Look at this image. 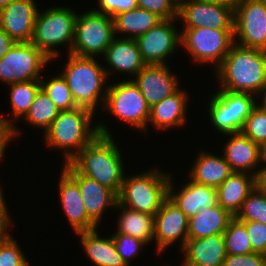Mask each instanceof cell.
Here are the masks:
<instances>
[{"label": "cell", "instance_id": "13", "mask_svg": "<svg viewBox=\"0 0 266 266\" xmlns=\"http://www.w3.org/2000/svg\"><path fill=\"white\" fill-rule=\"evenodd\" d=\"M184 28L234 29V9L213 0H183L178 3V17Z\"/></svg>", "mask_w": 266, "mask_h": 266}, {"label": "cell", "instance_id": "1", "mask_svg": "<svg viewBox=\"0 0 266 266\" xmlns=\"http://www.w3.org/2000/svg\"><path fill=\"white\" fill-rule=\"evenodd\" d=\"M99 134L69 163L81 174L120 194L124 181L123 158L109 129L97 124Z\"/></svg>", "mask_w": 266, "mask_h": 266}, {"label": "cell", "instance_id": "38", "mask_svg": "<svg viewBox=\"0 0 266 266\" xmlns=\"http://www.w3.org/2000/svg\"><path fill=\"white\" fill-rule=\"evenodd\" d=\"M112 238L117 252L123 259L126 266L130 265L129 259L137 256L139 249L141 250L143 248L142 246L146 245L144 241L122 233H114Z\"/></svg>", "mask_w": 266, "mask_h": 266}, {"label": "cell", "instance_id": "5", "mask_svg": "<svg viewBox=\"0 0 266 266\" xmlns=\"http://www.w3.org/2000/svg\"><path fill=\"white\" fill-rule=\"evenodd\" d=\"M170 177L157 169L125 176L118 202L129 209L155 216L168 197Z\"/></svg>", "mask_w": 266, "mask_h": 266}, {"label": "cell", "instance_id": "8", "mask_svg": "<svg viewBox=\"0 0 266 266\" xmlns=\"http://www.w3.org/2000/svg\"><path fill=\"white\" fill-rule=\"evenodd\" d=\"M235 44L234 29L184 28L181 45L199 63H214L217 69Z\"/></svg>", "mask_w": 266, "mask_h": 266}, {"label": "cell", "instance_id": "47", "mask_svg": "<svg viewBox=\"0 0 266 266\" xmlns=\"http://www.w3.org/2000/svg\"><path fill=\"white\" fill-rule=\"evenodd\" d=\"M218 3L226 4L233 9H235L240 3H242L244 0H213Z\"/></svg>", "mask_w": 266, "mask_h": 266}, {"label": "cell", "instance_id": "20", "mask_svg": "<svg viewBox=\"0 0 266 266\" xmlns=\"http://www.w3.org/2000/svg\"><path fill=\"white\" fill-rule=\"evenodd\" d=\"M59 181V197L64 214L75 233L97 229L88 216L78 184L62 169Z\"/></svg>", "mask_w": 266, "mask_h": 266}, {"label": "cell", "instance_id": "22", "mask_svg": "<svg viewBox=\"0 0 266 266\" xmlns=\"http://www.w3.org/2000/svg\"><path fill=\"white\" fill-rule=\"evenodd\" d=\"M172 179L168 183V197L190 218L202 208L218 205L216 188L199 184L190 179L179 192L174 191Z\"/></svg>", "mask_w": 266, "mask_h": 266}, {"label": "cell", "instance_id": "34", "mask_svg": "<svg viewBox=\"0 0 266 266\" xmlns=\"http://www.w3.org/2000/svg\"><path fill=\"white\" fill-rule=\"evenodd\" d=\"M41 89L55 103L61 111L77 108V104L72 97L67 81L61 75L51 78L48 82L40 79Z\"/></svg>", "mask_w": 266, "mask_h": 266}, {"label": "cell", "instance_id": "17", "mask_svg": "<svg viewBox=\"0 0 266 266\" xmlns=\"http://www.w3.org/2000/svg\"><path fill=\"white\" fill-rule=\"evenodd\" d=\"M165 65H146L133 78L149 107L158 104L179 89L176 75Z\"/></svg>", "mask_w": 266, "mask_h": 266}, {"label": "cell", "instance_id": "11", "mask_svg": "<svg viewBox=\"0 0 266 266\" xmlns=\"http://www.w3.org/2000/svg\"><path fill=\"white\" fill-rule=\"evenodd\" d=\"M51 60L31 42H16L0 59V80L14 84L40 80V73Z\"/></svg>", "mask_w": 266, "mask_h": 266}, {"label": "cell", "instance_id": "33", "mask_svg": "<svg viewBox=\"0 0 266 266\" xmlns=\"http://www.w3.org/2000/svg\"><path fill=\"white\" fill-rule=\"evenodd\" d=\"M223 235L227 254L246 255L254 253L245 224L236 217L230 221Z\"/></svg>", "mask_w": 266, "mask_h": 266}, {"label": "cell", "instance_id": "40", "mask_svg": "<svg viewBox=\"0 0 266 266\" xmlns=\"http://www.w3.org/2000/svg\"><path fill=\"white\" fill-rule=\"evenodd\" d=\"M245 224L254 253L266 255V224L257 221H242Z\"/></svg>", "mask_w": 266, "mask_h": 266}, {"label": "cell", "instance_id": "36", "mask_svg": "<svg viewBox=\"0 0 266 266\" xmlns=\"http://www.w3.org/2000/svg\"><path fill=\"white\" fill-rule=\"evenodd\" d=\"M241 132L262 147L266 143V109L257 103L246 118Z\"/></svg>", "mask_w": 266, "mask_h": 266}, {"label": "cell", "instance_id": "2", "mask_svg": "<svg viewBox=\"0 0 266 266\" xmlns=\"http://www.w3.org/2000/svg\"><path fill=\"white\" fill-rule=\"evenodd\" d=\"M215 71L219 90L259 96L266 87V51L234 44Z\"/></svg>", "mask_w": 266, "mask_h": 266}, {"label": "cell", "instance_id": "7", "mask_svg": "<svg viewBox=\"0 0 266 266\" xmlns=\"http://www.w3.org/2000/svg\"><path fill=\"white\" fill-rule=\"evenodd\" d=\"M115 35L113 17L94 10L77 14L71 54L81 57L102 56Z\"/></svg>", "mask_w": 266, "mask_h": 266}, {"label": "cell", "instance_id": "16", "mask_svg": "<svg viewBox=\"0 0 266 266\" xmlns=\"http://www.w3.org/2000/svg\"><path fill=\"white\" fill-rule=\"evenodd\" d=\"M63 170L78 184L85 210L98 225L109 207H116L118 195L96 180L81 175L70 163L63 164Z\"/></svg>", "mask_w": 266, "mask_h": 266}, {"label": "cell", "instance_id": "23", "mask_svg": "<svg viewBox=\"0 0 266 266\" xmlns=\"http://www.w3.org/2000/svg\"><path fill=\"white\" fill-rule=\"evenodd\" d=\"M103 58L112 70L131 73L136 76L146 66L136 39L114 38L106 49Z\"/></svg>", "mask_w": 266, "mask_h": 266}, {"label": "cell", "instance_id": "4", "mask_svg": "<svg viewBox=\"0 0 266 266\" xmlns=\"http://www.w3.org/2000/svg\"><path fill=\"white\" fill-rule=\"evenodd\" d=\"M93 117L94 112L84 107L60 111L51 126L43 132L45 144L64 150L65 163H69L99 134L98 125L91 126Z\"/></svg>", "mask_w": 266, "mask_h": 266}, {"label": "cell", "instance_id": "19", "mask_svg": "<svg viewBox=\"0 0 266 266\" xmlns=\"http://www.w3.org/2000/svg\"><path fill=\"white\" fill-rule=\"evenodd\" d=\"M182 266H222L227 256L223 233L204 238H188Z\"/></svg>", "mask_w": 266, "mask_h": 266}, {"label": "cell", "instance_id": "39", "mask_svg": "<svg viewBox=\"0 0 266 266\" xmlns=\"http://www.w3.org/2000/svg\"><path fill=\"white\" fill-rule=\"evenodd\" d=\"M137 5L155 13L161 19H178V3L176 0H137Z\"/></svg>", "mask_w": 266, "mask_h": 266}, {"label": "cell", "instance_id": "6", "mask_svg": "<svg viewBox=\"0 0 266 266\" xmlns=\"http://www.w3.org/2000/svg\"><path fill=\"white\" fill-rule=\"evenodd\" d=\"M76 17V12L67 7L55 6L38 12L30 42L51 61L60 54L56 47L64 43L69 44L68 53H71Z\"/></svg>", "mask_w": 266, "mask_h": 266}, {"label": "cell", "instance_id": "10", "mask_svg": "<svg viewBox=\"0 0 266 266\" xmlns=\"http://www.w3.org/2000/svg\"><path fill=\"white\" fill-rule=\"evenodd\" d=\"M103 107L137 130L148 133L150 107L133 80L108 85Z\"/></svg>", "mask_w": 266, "mask_h": 266}, {"label": "cell", "instance_id": "51", "mask_svg": "<svg viewBox=\"0 0 266 266\" xmlns=\"http://www.w3.org/2000/svg\"><path fill=\"white\" fill-rule=\"evenodd\" d=\"M17 0H0V9Z\"/></svg>", "mask_w": 266, "mask_h": 266}, {"label": "cell", "instance_id": "15", "mask_svg": "<svg viewBox=\"0 0 266 266\" xmlns=\"http://www.w3.org/2000/svg\"><path fill=\"white\" fill-rule=\"evenodd\" d=\"M154 239L159 253L176 241L181 242L180 249L187 242L188 217L169 197L162 202L154 216Z\"/></svg>", "mask_w": 266, "mask_h": 266}, {"label": "cell", "instance_id": "26", "mask_svg": "<svg viewBox=\"0 0 266 266\" xmlns=\"http://www.w3.org/2000/svg\"><path fill=\"white\" fill-rule=\"evenodd\" d=\"M189 179L199 184L217 188L232 173L229 163L221 157L202 151L194 162Z\"/></svg>", "mask_w": 266, "mask_h": 266}, {"label": "cell", "instance_id": "31", "mask_svg": "<svg viewBox=\"0 0 266 266\" xmlns=\"http://www.w3.org/2000/svg\"><path fill=\"white\" fill-rule=\"evenodd\" d=\"M60 111L55 103L40 89L24 118L32 126L44 129L45 132Z\"/></svg>", "mask_w": 266, "mask_h": 266}, {"label": "cell", "instance_id": "21", "mask_svg": "<svg viewBox=\"0 0 266 266\" xmlns=\"http://www.w3.org/2000/svg\"><path fill=\"white\" fill-rule=\"evenodd\" d=\"M230 136L224 146V159L233 172L249 173L256 177L254 171L261 163V147L242 132L227 134ZM253 170V172L251 171Z\"/></svg>", "mask_w": 266, "mask_h": 266}, {"label": "cell", "instance_id": "30", "mask_svg": "<svg viewBox=\"0 0 266 266\" xmlns=\"http://www.w3.org/2000/svg\"><path fill=\"white\" fill-rule=\"evenodd\" d=\"M116 209L122 210L119 218L118 231L144 241L146 244L154 239V216L138 212L122 206L119 202Z\"/></svg>", "mask_w": 266, "mask_h": 266}, {"label": "cell", "instance_id": "45", "mask_svg": "<svg viewBox=\"0 0 266 266\" xmlns=\"http://www.w3.org/2000/svg\"><path fill=\"white\" fill-rule=\"evenodd\" d=\"M16 43L1 27H0V59L8 52V50Z\"/></svg>", "mask_w": 266, "mask_h": 266}, {"label": "cell", "instance_id": "32", "mask_svg": "<svg viewBox=\"0 0 266 266\" xmlns=\"http://www.w3.org/2000/svg\"><path fill=\"white\" fill-rule=\"evenodd\" d=\"M40 89V80L10 84V105L12 115L16 120L17 118L22 119V116L24 117L26 115Z\"/></svg>", "mask_w": 266, "mask_h": 266}, {"label": "cell", "instance_id": "49", "mask_svg": "<svg viewBox=\"0 0 266 266\" xmlns=\"http://www.w3.org/2000/svg\"><path fill=\"white\" fill-rule=\"evenodd\" d=\"M8 227H0V242L6 237V235L9 233L7 230ZM8 231V232H7Z\"/></svg>", "mask_w": 266, "mask_h": 266}, {"label": "cell", "instance_id": "50", "mask_svg": "<svg viewBox=\"0 0 266 266\" xmlns=\"http://www.w3.org/2000/svg\"><path fill=\"white\" fill-rule=\"evenodd\" d=\"M264 94V95H263ZM259 96H261V98H262V100L263 101H261L262 102V104L260 103V105L264 108V109H266V87L264 88V90L261 92V95H259Z\"/></svg>", "mask_w": 266, "mask_h": 266}, {"label": "cell", "instance_id": "25", "mask_svg": "<svg viewBox=\"0 0 266 266\" xmlns=\"http://www.w3.org/2000/svg\"><path fill=\"white\" fill-rule=\"evenodd\" d=\"M188 99V94L178 89L166 99L150 107L148 123H152L155 129L160 130L183 126L186 122Z\"/></svg>", "mask_w": 266, "mask_h": 266}, {"label": "cell", "instance_id": "44", "mask_svg": "<svg viewBox=\"0 0 266 266\" xmlns=\"http://www.w3.org/2000/svg\"><path fill=\"white\" fill-rule=\"evenodd\" d=\"M1 189L2 188L0 186V227H9L13 220H11V216L8 214L9 211L4 201Z\"/></svg>", "mask_w": 266, "mask_h": 266}, {"label": "cell", "instance_id": "43", "mask_svg": "<svg viewBox=\"0 0 266 266\" xmlns=\"http://www.w3.org/2000/svg\"><path fill=\"white\" fill-rule=\"evenodd\" d=\"M20 131L17 126L14 125V122L11 119H6L0 115V161L2 160L5 148H7L10 140L12 141Z\"/></svg>", "mask_w": 266, "mask_h": 266}, {"label": "cell", "instance_id": "9", "mask_svg": "<svg viewBox=\"0 0 266 266\" xmlns=\"http://www.w3.org/2000/svg\"><path fill=\"white\" fill-rule=\"evenodd\" d=\"M251 93L219 90L210 98L209 117L213 127L226 135L241 132L246 118L257 104Z\"/></svg>", "mask_w": 266, "mask_h": 266}, {"label": "cell", "instance_id": "3", "mask_svg": "<svg viewBox=\"0 0 266 266\" xmlns=\"http://www.w3.org/2000/svg\"><path fill=\"white\" fill-rule=\"evenodd\" d=\"M110 68L98 64L94 57H81L68 53V62L61 75L67 81L78 107L95 110L105 102L107 87L104 84L112 73ZM105 89V90H103ZM103 90V91H102Z\"/></svg>", "mask_w": 266, "mask_h": 266}, {"label": "cell", "instance_id": "41", "mask_svg": "<svg viewBox=\"0 0 266 266\" xmlns=\"http://www.w3.org/2000/svg\"><path fill=\"white\" fill-rule=\"evenodd\" d=\"M98 4L101 10L99 8H93V10L109 15L110 17L138 7L137 0H98Z\"/></svg>", "mask_w": 266, "mask_h": 266}, {"label": "cell", "instance_id": "48", "mask_svg": "<svg viewBox=\"0 0 266 266\" xmlns=\"http://www.w3.org/2000/svg\"><path fill=\"white\" fill-rule=\"evenodd\" d=\"M261 163H266V143L261 147Z\"/></svg>", "mask_w": 266, "mask_h": 266}, {"label": "cell", "instance_id": "28", "mask_svg": "<svg viewBox=\"0 0 266 266\" xmlns=\"http://www.w3.org/2000/svg\"><path fill=\"white\" fill-rule=\"evenodd\" d=\"M234 217L220 205L202 208L188 218V238H204L224 233Z\"/></svg>", "mask_w": 266, "mask_h": 266}, {"label": "cell", "instance_id": "42", "mask_svg": "<svg viewBox=\"0 0 266 266\" xmlns=\"http://www.w3.org/2000/svg\"><path fill=\"white\" fill-rule=\"evenodd\" d=\"M222 266H266V255L260 253L246 255L227 254Z\"/></svg>", "mask_w": 266, "mask_h": 266}, {"label": "cell", "instance_id": "35", "mask_svg": "<svg viewBox=\"0 0 266 266\" xmlns=\"http://www.w3.org/2000/svg\"><path fill=\"white\" fill-rule=\"evenodd\" d=\"M236 218L239 221H257L266 224V192L255 186L243 201Z\"/></svg>", "mask_w": 266, "mask_h": 266}, {"label": "cell", "instance_id": "46", "mask_svg": "<svg viewBox=\"0 0 266 266\" xmlns=\"http://www.w3.org/2000/svg\"><path fill=\"white\" fill-rule=\"evenodd\" d=\"M265 166L260 169H257L258 173L255 177V183H256V187L259 190H262L264 192H266V163H264Z\"/></svg>", "mask_w": 266, "mask_h": 266}, {"label": "cell", "instance_id": "12", "mask_svg": "<svg viewBox=\"0 0 266 266\" xmlns=\"http://www.w3.org/2000/svg\"><path fill=\"white\" fill-rule=\"evenodd\" d=\"M234 40L239 46L266 51V0H244L234 9Z\"/></svg>", "mask_w": 266, "mask_h": 266}, {"label": "cell", "instance_id": "14", "mask_svg": "<svg viewBox=\"0 0 266 266\" xmlns=\"http://www.w3.org/2000/svg\"><path fill=\"white\" fill-rule=\"evenodd\" d=\"M175 19H162L136 41L146 65H165L167 57L181 44V32L173 24Z\"/></svg>", "mask_w": 266, "mask_h": 266}, {"label": "cell", "instance_id": "37", "mask_svg": "<svg viewBox=\"0 0 266 266\" xmlns=\"http://www.w3.org/2000/svg\"><path fill=\"white\" fill-rule=\"evenodd\" d=\"M0 266H29L19 244L9 233L0 242Z\"/></svg>", "mask_w": 266, "mask_h": 266}, {"label": "cell", "instance_id": "27", "mask_svg": "<svg viewBox=\"0 0 266 266\" xmlns=\"http://www.w3.org/2000/svg\"><path fill=\"white\" fill-rule=\"evenodd\" d=\"M87 258L96 266H126L111 237H99L97 229L76 233Z\"/></svg>", "mask_w": 266, "mask_h": 266}, {"label": "cell", "instance_id": "24", "mask_svg": "<svg viewBox=\"0 0 266 266\" xmlns=\"http://www.w3.org/2000/svg\"><path fill=\"white\" fill-rule=\"evenodd\" d=\"M255 186L254 175L233 172L216 188L217 203L233 217H236L241 210L243 201Z\"/></svg>", "mask_w": 266, "mask_h": 266}, {"label": "cell", "instance_id": "29", "mask_svg": "<svg viewBox=\"0 0 266 266\" xmlns=\"http://www.w3.org/2000/svg\"><path fill=\"white\" fill-rule=\"evenodd\" d=\"M161 20L155 13L140 7L113 16L115 34L126 33L129 36L127 35L125 38L129 39H137Z\"/></svg>", "mask_w": 266, "mask_h": 266}, {"label": "cell", "instance_id": "18", "mask_svg": "<svg viewBox=\"0 0 266 266\" xmlns=\"http://www.w3.org/2000/svg\"><path fill=\"white\" fill-rule=\"evenodd\" d=\"M34 0H17L0 9V27L16 42H30L38 13Z\"/></svg>", "mask_w": 266, "mask_h": 266}]
</instances>
